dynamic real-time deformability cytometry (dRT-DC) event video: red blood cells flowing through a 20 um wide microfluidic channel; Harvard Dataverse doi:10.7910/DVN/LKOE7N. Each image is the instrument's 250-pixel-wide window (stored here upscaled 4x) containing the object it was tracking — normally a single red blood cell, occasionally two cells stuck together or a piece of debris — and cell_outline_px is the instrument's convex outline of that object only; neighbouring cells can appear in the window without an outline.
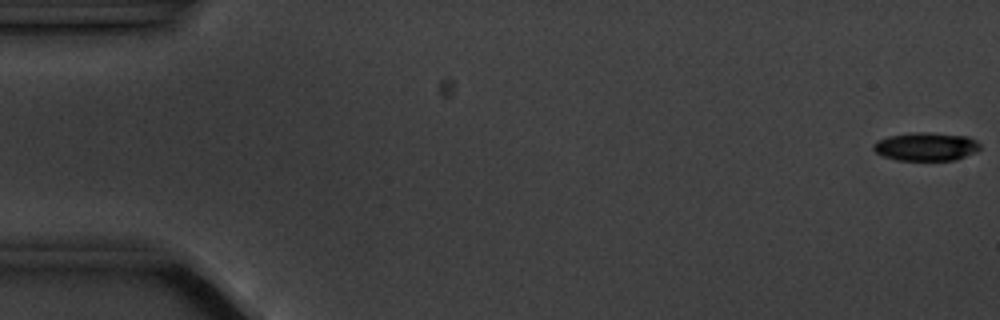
{"species": "common noctule bat (a hibernating species)", "species_latin": "Nyctalus noctula", "temperature_condition": "cold", "stored_images_in_passage": 5, "camera_frame_rate_fps": 3000, "um_per_image_px": 0.085, "animal": {"sex": "male", "body_mass_g": 20.1, "forearm_length_mm": 53.5}, "frame": {"image": 1, "passage_image": 1, "time_ms": 0.0, "image_size_px": [1000, 320], "cell_outline_px": [[980, 148], [976, 152], [952, 160], [896, 160], [884, 156], [876, 152], [872, 148], [872, 144], [876, 140], [888, 136], [912, 132], [928, 132], [968, 136], [976, 140], [980, 144]], "centroid_in_image_um": [78.68, 12.45], "position_along_channel_um": 6.3, "area_um2": 17.69}}